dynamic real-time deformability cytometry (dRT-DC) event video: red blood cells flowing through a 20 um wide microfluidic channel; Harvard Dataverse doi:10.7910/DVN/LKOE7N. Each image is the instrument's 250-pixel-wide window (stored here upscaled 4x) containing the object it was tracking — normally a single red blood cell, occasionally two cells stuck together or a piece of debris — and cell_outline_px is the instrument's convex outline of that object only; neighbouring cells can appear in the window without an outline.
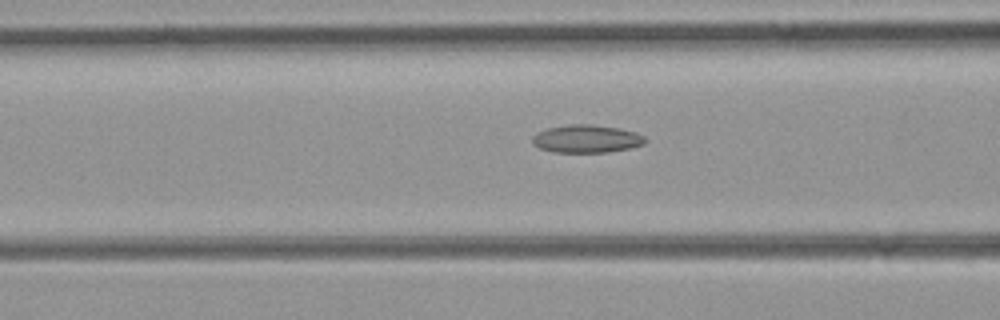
{"species": "common noctule bat (a hibernating species)", "species_latin": "Nyctalus noctula", "temperature_condition": "room temperature", "stored_images_in_passage": 33, "camera_frame_rate_fps": 3000, "um_per_image_px": 0.085, "animal": {"sex": "female", "body_mass_g": 21.9}, "frame": {"image": 1, "passage_image": 12, "time_ms": 3.667, "image_size_px": [1000, 320], "cell_outline_px": [[644, 144], [632, 148], [608, 152], [552, 152], [540, 148], [532, 144], [532, 136], [536, 132], [548, 128], [568, 124], [592, 124], [620, 128], [636, 132], [644, 136]], "centroid_in_image_um": [49.84, 11.79], "position_along_channel_um": 116.8, "area_um2": 18.5}}
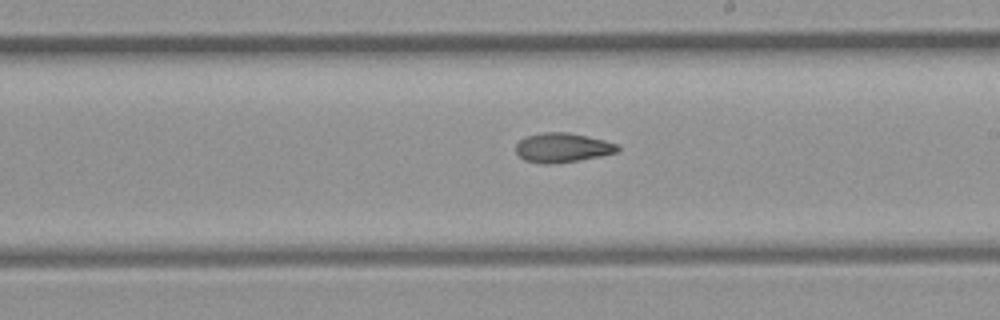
{"frame": {"image": 2, "passage_image": 21, "time_ms": 6.667, "image_size_px": [1000, 320], "cell_outline_px": [[620, 148], [616, 152], [600, 156], [580, 160], [552, 164], [544, 164], [524, 160], [516, 152], [516, 144], [520, 140], [528, 136], [544, 132], [568, 132], [588, 136], [620, 144]], "centroid_in_image_um": [47.83, 12.55], "position_along_channel_um": 241.2, "area_um2": 17.46}}
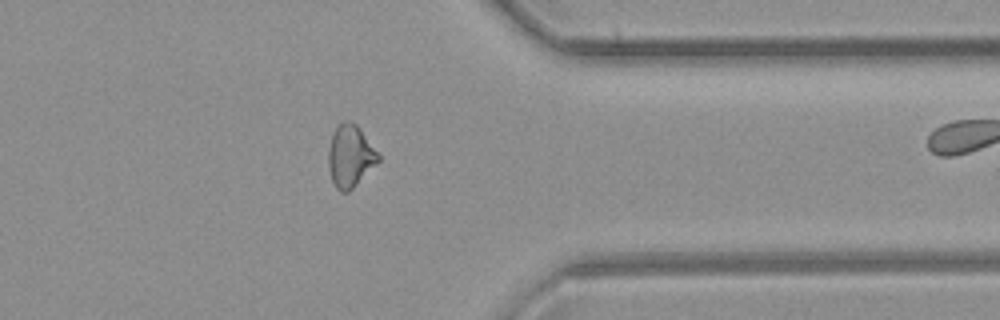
{"frame": {"image": 3, "passage_image": 32, "time_ms": 10.333, "image_size_px": [1000, 320], "cell_outline_px": [[380, 160], [348, 192], [340, 192], [336, 188], [332, 180], [328, 164], [328, 152], [332, 136], [336, 128], [344, 120], [348, 120], [356, 124], [360, 128], [380, 156]], "centroid_in_image_um": [29.76, 13.27], "position_along_channel_um": 381.6, "area_um2": 17.74}}